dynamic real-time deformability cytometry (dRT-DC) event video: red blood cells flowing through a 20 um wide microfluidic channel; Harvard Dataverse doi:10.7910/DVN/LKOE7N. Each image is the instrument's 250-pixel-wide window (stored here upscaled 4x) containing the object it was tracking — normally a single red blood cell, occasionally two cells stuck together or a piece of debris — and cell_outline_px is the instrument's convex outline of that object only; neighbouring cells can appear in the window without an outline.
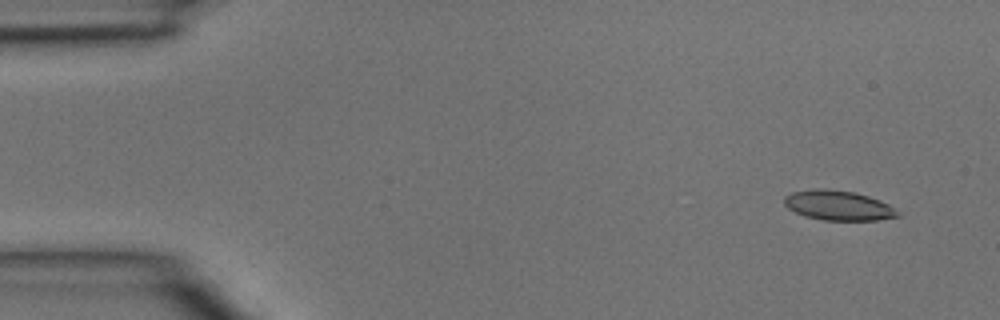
{"species": "common noctule bat (a hibernating species)", "species_latin": "Nyctalus noctula", "temperature_condition": "room temperature", "stored_images_in_passage": 3, "camera_frame_rate_fps": 3000, "um_per_image_px": 0.085, "animal": {"sex": "male", "body_mass_g": 15.6}, "frame": {"image": 1, "passage_image": 1, "time_ms": 0.0, "image_size_px": [1000, 320], "cell_outline_px": [[900, 216], [876, 220], [824, 220], [804, 216], [788, 208], [784, 204], [784, 196], [792, 192], [812, 188], [824, 188], [856, 192], [880, 200], [888, 204], [900, 212]], "centroid_in_image_um": [71.25, 17.45], "position_along_channel_um": 13.8, "area_um2": 19.83}}